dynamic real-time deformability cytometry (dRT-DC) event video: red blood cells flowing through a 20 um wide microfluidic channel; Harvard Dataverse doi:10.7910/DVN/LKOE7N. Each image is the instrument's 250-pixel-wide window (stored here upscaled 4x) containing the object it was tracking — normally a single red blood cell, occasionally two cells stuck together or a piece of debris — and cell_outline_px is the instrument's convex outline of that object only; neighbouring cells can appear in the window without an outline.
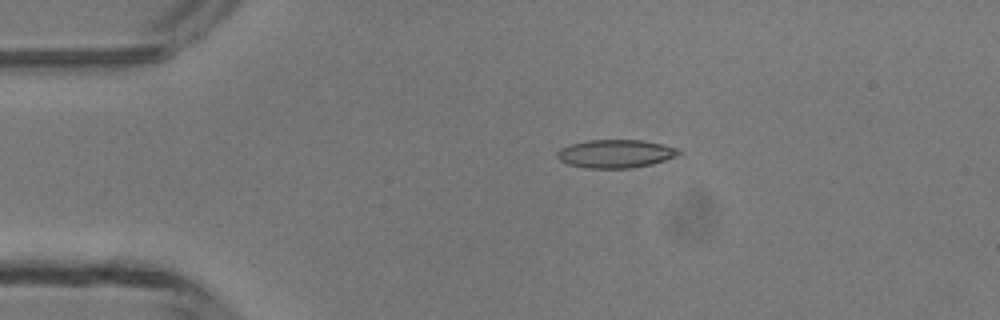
{"species": "common noctule bat (a hibernating species)", "species_latin": "Nyctalus noctula", "temperature_condition": "room temperature", "stored_images_in_passage": 4, "camera_frame_rate_fps": 3000, "um_per_image_px": 0.085, "animal": {"sex": "male", "body_mass_g": 13.3}, "frame": {"image": 1, "passage_image": 3, "time_ms": 3.0, "image_size_px": [1000, 320], "cell_outline_px": [[680, 152], [676, 156], [652, 164], [628, 168], [588, 168], [568, 164], [560, 160], [556, 156], [556, 152], [560, 148], [568, 144], [588, 140], [644, 140], [676, 148]], "centroid_in_image_um": [52.26, 13.06], "position_along_channel_um": 32.7, "area_um2": 19.88}}